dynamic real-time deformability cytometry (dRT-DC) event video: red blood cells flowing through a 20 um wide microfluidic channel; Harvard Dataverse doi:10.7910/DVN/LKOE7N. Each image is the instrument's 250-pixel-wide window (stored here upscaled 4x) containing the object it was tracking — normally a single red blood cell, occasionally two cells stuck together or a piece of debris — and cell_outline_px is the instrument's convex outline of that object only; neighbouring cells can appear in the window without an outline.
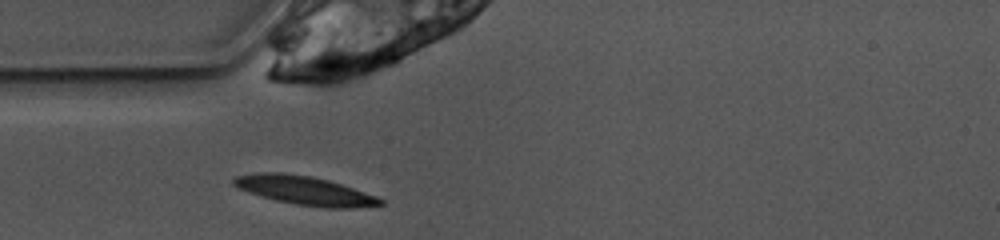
{"species": "common noctule bat (a hibernating species)", "species_latin": "Nyctalus noctula", "temperature_condition": "warm", "stored_images_in_passage": 38, "camera_frame_rate_fps": 3000, "um_per_image_px": 0.085, "animal": {"sex": "female", "body_mass_g": 10.0, "forearm_length_mm": 53.1}, "frame": {"image": 1, "passage_image": 1, "time_ms": 0.0, "image_size_px": [1000, 240], "cell_outline_px": [[384, 204], [348, 208], [328, 208], [296, 204], [276, 200], [236, 188], [232, 184], [232, 180], [236, 176], [256, 172], [284, 172], [312, 176], [328, 180], [376, 196], [384, 200]], "centroid_in_image_um": [25.85, 16.18], "position_along_channel_um": 59.1, "area_um2": 24.39}}
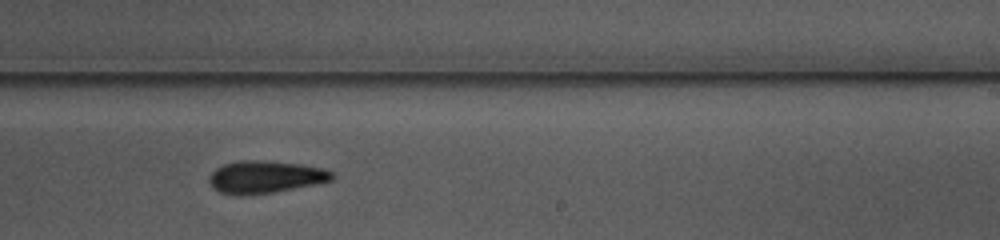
{"frame": {"image": 2, "passage_image": 17, "time_ms": 5.333, "image_size_px": [1000, 240], "cell_outline_px": [[336, 176], [332, 180], [272, 192], [244, 196], [216, 192], [212, 188], [208, 180], [208, 176], [216, 168], [224, 164], [240, 160], [260, 160], [300, 164], [324, 168], [332, 172]], "centroid_in_image_um": [22.49, 15.04], "position_along_channel_um": 266.5, "area_um2": 23.24}}
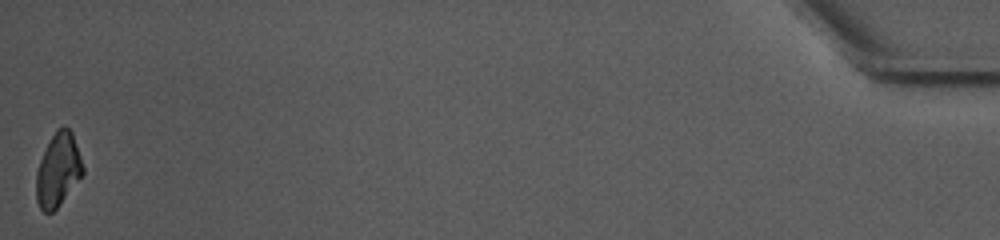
{"frame": {"image": 3, "passage_image": 38, "time_ms": 12.333, "image_size_px": [1000, 240], "cell_outline_px": [[84, 172], [60, 204], [52, 212], [44, 212], [40, 208], [36, 200], [36, 172], [40, 160], [56, 128], [64, 124], [72, 132], [84, 168]], "centroid_in_image_um": [4.93, 14.43], "position_along_channel_um": 430.3, "area_um2": 19.71}, "authors_computed_cell_mechanics": {"area_um2": 22.4553, "velocity_mm_per_s": 3.8727, "shape_relaxation_time_tau1_ms": 2.808, "shape_relaxation_time_tau2_ms": 10.248, "deformation_change_tau1": 0.1499, "deformation_change_tau2": 0.1914}}